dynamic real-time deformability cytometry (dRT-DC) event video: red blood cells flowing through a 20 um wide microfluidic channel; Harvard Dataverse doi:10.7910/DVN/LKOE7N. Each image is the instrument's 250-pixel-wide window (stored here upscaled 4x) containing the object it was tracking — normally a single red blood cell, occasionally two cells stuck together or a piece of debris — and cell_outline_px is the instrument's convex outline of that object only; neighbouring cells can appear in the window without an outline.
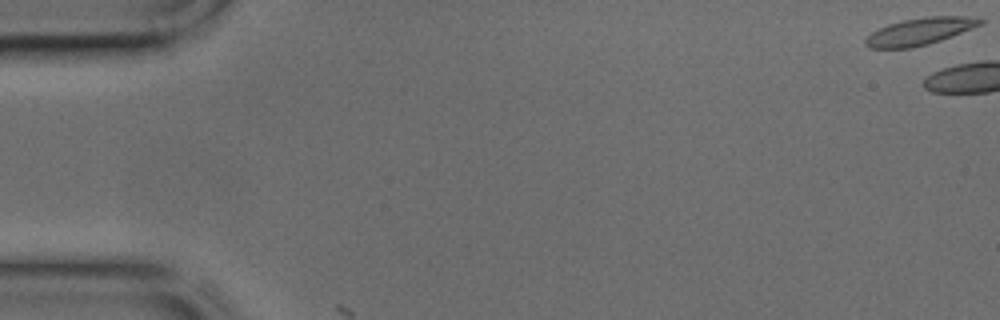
{"species": "common noctule bat (a hibernating species)", "species_latin": "Nyctalus noctula", "temperature_condition": "cold", "stored_images_in_passage": 2, "camera_frame_rate_fps": 3000, "um_per_image_px": 0.085, "animal": {"sex": "male", "body_mass_g": 17.9, "forearm_length_mm": 54.2}, "frame": {"image": 1, "passage_image": 1, "time_ms": 0.0, "image_size_px": [1000, 320], "cell_outline_px": [[984, 24], [952, 36], [928, 44], [912, 48], [868, 48], [864, 44], [864, 40], [872, 32], [888, 24], [904, 20], [928, 16], [964, 16], [984, 20]], "centroid_in_image_um": [78.18, 2.67], "position_along_channel_um": 6.8, "area_um2": 18.03}}